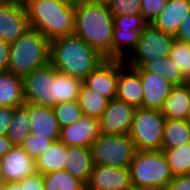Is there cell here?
Returning <instances> with one entry per match:
<instances>
[{"label":"cell","instance_id":"1","mask_svg":"<svg viewBox=\"0 0 190 190\" xmlns=\"http://www.w3.org/2000/svg\"><path fill=\"white\" fill-rule=\"evenodd\" d=\"M82 83L81 79L61 73L49 63L23 78L24 100L47 107L75 101Z\"/></svg>","mask_w":190,"mask_h":190},{"label":"cell","instance_id":"2","mask_svg":"<svg viewBox=\"0 0 190 190\" xmlns=\"http://www.w3.org/2000/svg\"><path fill=\"white\" fill-rule=\"evenodd\" d=\"M74 34L105 59H112L113 16L108 6L86 2L75 7Z\"/></svg>","mask_w":190,"mask_h":190},{"label":"cell","instance_id":"3","mask_svg":"<svg viewBox=\"0 0 190 190\" xmlns=\"http://www.w3.org/2000/svg\"><path fill=\"white\" fill-rule=\"evenodd\" d=\"M105 58L75 34L50 41V63L61 73L82 81Z\"/></svg>","mask_w":190,"mask_h":190},{"label":"cell","instance_id":"4","mask_svg":"<svg viewBox=\"0 0 190 190\" xmlns=\"http://www.w3.org/2000/svg\"><path fill=\"white\" fill-rule=\"evenodd\" d=\"M31 29L49 41L75 32V6L62 0H27L24 3Z\"/></svg>","mask_w":190,"mask_h":190},{"label":"cell","instance_id":"5","mask_svg":"<svg viewBox=\"0 0 190 190\" xmlns=\"http://www.w3.org/2000/svg\"><path fill=\"white\" fill-rule=\"evenodd\" d=\"M50 63V41L38 30L29 29L10 44L7 71L24 78Z\"/></svg>","mask_w":190,"mask_h":190},{"label":"cell","instance_id":"6","mask_svg":"<svg viewBox=\"0 0 190 190\" xmlns=\"http://www.w3.org/2000/svg\"><path fill=\"white\" fill-rule=\"evenodd\" d=\"M129 171L132 186L151 190H163L174 178L162 150H137Z\"/></svg>","mask_w":190,"mask_h":190},{"label":"cell","instance_id":"7","mask_svg":"<svg viewBox=\"0 0 190 190\" xmlns=\"http://www.w3.org/2000/svg\"><path fill=\"white\" fill-rule=\"evenodd\" d=\"M165 122L166 119L161 111L136 108L129 132L136 150H161Z\"/></svg>","mask_w":190,"mask_h":190},{"label":"cell","instance_id":"8","mask_svg":"<svg viewBox=\"0 0 190 190\" xmlns=\"http://www.w3.org/2000/svg\"><path fill=\"white\" fill-rule=\"evenodd\" d=\"M91 148L93 165L129 168L136 153L129 134H100Z\"/></svg>","mask_w":190,"mask_h":190},{"label":"cell","instance_id":"9","mask_svg":"<svg viewBox=\"0 0 190 190\" xmlns=\"http://www.w3.org/2000/svg\"><path fill=\"white\" fill-rule=\"evenodd\" d=\"M175 40L173 35L163 33L161 30L148 24L141 33L139 43L131 54L124 60L131 68H140L146 62L156 58L168 57Z\"/></svg>","mask_w":190,"mask_h":190},{"label":"cell","instance_id":"10","mask_svg":"<svg viewBox=\"0 0 190 190\" xmlns=\"http://www.w3.org/2000/svg\"><path fill=\"white\" fill-rule=\"evenodd\" d=\"M30 29L24 3L9 1L0 5V39L11 44Z\"/></svg>","mask_w":190,"mask_h":190},{"label":"cell","instance_id":"11","mask_svg":"<svg viewBox=\"0 0 190 190\" xmlns=\"http://www.w3.org/2000/svg\"><path fill=\"white\" fill-rule=\"evenodd\" d=\"M135 109L133 105L117 98L110 100L99 118L100 134H129Z\"/></svg>","mask_w":190,"mask_h":190},{"label":"cell","instance_id":"12","mask_svg":"<svg viewBox=\"0 0 190 190\" xmlns=\"http://www.w3.org/2000/svg\"><path fill=\"white\" fill-rule=\"evenodd\" d=\"M124 65V60L105 59L83 82L110 101L116 98L118 72Z\"/></svg>","mask_w":190,"mask_h":190},{"label":"cell","instance_id":"13","mask_svg":"<svg viewBox=\"0 0 190 190\" xmlns=\"http://www.w3.org/2000/svg\"><path fill=\"white\" fill-rule=\"evenodd\" d=\"M99 136V119L83 115L74 124L61 128L59 140L66 146L90 148Z\"/></svg>","mask_w":190,"mask_h":190},{"label":"cell","instance_id":"14","mask_svg":"<svg viewBox=\"0 0 190 190\" xmlns=\"http://www.w3.org/2000/svg\"><path fill=\"white\" fill-rule=\"evenodd\" d=\"M130 186L129 168L93 165L86 190H127Z\"/></svg>","mask_w":190,"mask_h":190},{"label":"cell","instance_id":"15","mask_svg":"<svg viewBox=\"0 0 190 190\" xmlns=\"http://www.w3.org/2000/svg\"><path fill=\"white\" fill-rule=\"evenodd\" d=\"M143 87L142 108L161 111L174 85L164 77L150 72H137Z\"/></svg>","mask_w":190,"mask_h":190},{"label":"cell","instance_id":"16","mask_svg":"<svg viewBox=\"0 0 190 190\" xmlns=\"http://www.w3.org/2000/svg\"><path fill=\"white\" fill-rule=\"evenodd\" d=\"M6 182H18L36 173V163L20 146H13L0 158Z\"/></svg>","mask_w":190,"mask_h":190},{"label":"cell","instance_id":"17","mask_svg":"<svg viewBox=\"0 0 190 190\" xmlns=\"http://www.w3.org/2000/svg\"><path fill=\"white\" fill-rule=\"evenodd\" d=\"M24 105L28 108V118L31 121L30 133L58 141L61 128L52 107L26 102Z\"/></svg>","mask_w":190,"mask_h":190},{"label":"cell","instance_id":"18","mask_svg":"<svg viewBox=\"0 0 190 190\" xmlns=\"http://www.w3.org/2000/svg\"><path fill=\"white\" fill-rule=\"evenodd\" d=\"M189 12L190 0H168L165 8L151 25L163 33L175 36Z\"/></svg>","mask_w":190,"mask_h":190},{"label":"cell","instance_id":"19","mask_svg":"<svg viewBox=\"0 0 190 190\" xmlns=\"http://www.w3.org/2000/svg\"><path fill=\"white\" fill-rule=\"evenodd\" d=\"M116 98L142 108L143 87L140 75L126 64L118 72Z\"/></svg>","mask_w":190,"mask_h":190},{"label":"cell","instance_id":"20","mask_svg":"<svg viewBox=\"0 0 190 190\" xmlns=\"http://www.w3.org/2000/svg\"><path fill=\"white\" fill-rule=\"evenodd\" d=\"M93 169L91 148L67 146L65 171L80 180L85 186Z\"/></svg>","mask_w":190,"mask_h":190},{"label":"cell","instance_id":"21","mask_svg":"<svg viewBox=\"0 0 190 190\" xmlns=\"http://www.w3.org/2000/svg\"><path fill=\"white\" fill-rule=\"evenodd\" d=\"M24 104L23 78L9 71L0 72V106L16 108Z\"/></svg>","mask_w":190,"mask_h":190},{"label":"cell","instance_id":"22","mask_svg":"<svg viewBox=\"0 0 190 190\" xmlns=\"http://www.w3.org/2000/svg\"><path fill=\"white\" fill-rule=\"evenodd\" d=\"M190 106V91L183 85H175L165 99L161 113L165 119L186 120Z\"/></svg>","mask_w":190,"mask_h":190},{"label":"cell","instance_id":"23","mask_svg":"<svg viewBox=\"0 0 190 190\" xmlns=\"http://www.w3.org/2000/svg\"><path fill=\"white\" fill-rule=\"evenodd\" d=\"M136 72H150L158 74L170 83L175 85H183L185 83V77L181 72V69L174 63V61L168 56L164 58H156L152 61L146 62L140 68H133Z\"/></svg>","mask_w":190,"mask_h":190},{"label":"cell","instance_id":"24","mask_svg":"<svg viewBox=\"0 0 190 190\" xmlns=\"http://www.w3.org/2000/svg\"><path fill=\"white\" fill-rule=\"evenodd\" d=\"M67 157V146L60 140L55 141L50 148L35 160L36 171L42 175L52 171L64 170Z\"/></svg>","mask_w":190,"mask_h":190},{"label":"cell","instance_id":"25","mask_svg":"<svg viewBox=\"0 0 190 190\" xmlns=\"http://www.w3.org/2000/svg\"><path fill=\"white\" fill-rule=\"evenodd\" d=\"M190 143V124L186 120L166 119L162 149L183 147Z\"/></svg>","mask_w":190,"mask_h":190},{"label":"cell","instance_id":"26","mask_svg":"<svg viewBox=\"0 0 190 190\" xmlns=\"http://www.w3.org/2000/svg\"><path fill=\"white\" fill-rule=\"evenodd\" d=\"M77 103L83 115L99 119L107 108L109 100L83 82L77 98Z\"/></svg>","mask_w":190,"mask_h":190},{"label":"cell","instance_id":"27","mask_svg":"<svg viewBox=\"0 0 190 190\" xmlns=\"http://www.w3.org/2000/svg\"><path fill=\"white\" fill-rule=\"evenodd\" d=\"M142 30L114 29L112 59L125 60L139 43Z\"/></svg>","mask_w":190,"mask_h":190},{"label":"cell","instance_id":"28","mask_svg":"<svg viewBox=\"0 0 190 190\" xmlns=\"http://www.w3.org/2000/svg\"><path fill=\"white\" fill-rule=\"evenodd\" d=\"M30 127L31 121L28 118V108L25 105L16 107L7 131V138L13 145L20 146L30 134Z\"/></svg>","mask_w":190,"mask_h":190},{"label":"cell","instance_id":"29","mask_svg":"<svg viewBox=\"0 0 190 190\" xmlns=\"http://www.w3.org/2000/svg\"><path fill=\"white\" fill-rule=\"evenodd\" d=\"M45 190H86V186L65 170L52 171L43 175Z\"/></svg>","mask_w":190,"mask_h":190},{"label":"cell","instance_id":"30","mask_svg":"<svg viewBox=\"0 0 190 190\" xmlns=\"http://www.w3.org/2000/svg\"><path fill=\"white\" fill-rule=\"evenodd\" d=\"M164 153L173 176L190 175V143L183 147L161 149Z\"/></svg>","mask_w":190,"mask_h":190},{"label":"cell","instance_id":"31","mask_svg":"<svg viewBox=\"0 0 190 190\" xmlns=\"http://www.w3.org/2000/svg\"><path fill=\"white\" fill-rule=\"evenodd\" d=\"M52 109L60 128L74 124L83 116L77 100L58 103Z\"/></svg>","mask_w":190,"mask_h":190},{"label":"cell","instance_id":"32","mask_svg":"<svg viewBox=\"0 0 190 190\" xmlns=\"http://www.w3.org/2000/svg\"><path fill=\"white\" fill-rule=\"evenodd\" d=\"M169 57L181 69L185 78L190 76V43L175 39Z\"/></svg>","mask_w":190,"mask_h":190},{"label":"cell","instance_id":"33","mask_svg":"<svg viewBox=\"0 0 190 190\" xmlns=\"http://www.w3.org/2000/svg\"><path fill=\"white\" fill-rule=\"evenodd\" d=\"M55 141L29 134L20 147L34 160H37Z\"/></svg>","mask_w":190,"mask_h":190},{"label":"cell","instance_id":"34","mask_svg":"<svg viewBox=\"0 0 190 190\" xmlns=\"http://www.w3.org/2000/svg\"><path fill=\"white\" fill-rule=\"evenodd\" d=\"M149 23L141 14L120 15L113 17L114 29L119 30H143Z\"/></svg>","mask_w":190,"mask_h":190},{"label":"cell","instance_id":"35","mask_svg":"<svg viewBox=\"0 0 190 190\" xmlns=\"http://www.w3.org/2000/svg\"><path fill=\"white\" fill-rule=\"evenodd\" d=\"M108 9L112 16L141 14V0H112Z\"/></svg>","mask_w":190,"mask_h":190},{"label":"cell","instance_id":"36","mask_svg":"<svg viewBox=\"0 0 190 190\" xmlns=\"http://www.w3.org/2000/svg\"><path fill=\"white\" fill-rule=\"evenodd\" d=\"M168 0H141V15L151 24L165 8Z\"/></svg>","mask_w":190,"mask_h":190},{"label":"cell","instance_id":"37","mask_svg":"<svg viewBox=\"0 0 190 190\" xmlns=\"http://www.w3.org/2000/svg\"><path fill=\"white\" fill-rule=\"evenodd\" d=\"M23 190H45L43 175L36 172L31 176H27L21 181H18Z\"/></svg>","mask_w":190,"mask_h":190},{"label":"cell","instance_id":"38","mask_svg":"<svg viewBox=\"0 0 190 190\" xmlns=\"http://www.w3.org/2000/svg\"><path fill=\"white\" fill-rule=\"evenodd\" d=\"M15 108L0 106V135L7 136Z\"/></svg>","mask_w":190,"mask_h":190},{"label":"cell","instance_id":"39","mask_svg":"<svg viewBox=\"0 0 190 190\" xmlns=\"http://www.w3.org/2000/svg\"><path fill=\"white\" fill-rule=\"evenodd\" d=\"M163 190H190V175L175 176Z\"/></svg>","mask_w":190,"mask_h":190},{"label":"cell","instance_id":"40","mask_svg":"<svg viewBox=\"0 0 190 190\" xmlns=\"http://www.w3.org/2000/svg\"><path fill=\"white\" fill-rule=\"evenodd\" d=\"M174 37L179 41L190 43V12L180 24L178 32Z\"/></svg>","mask_w":190,"mask_h":190},{"label":"cell","instance_id":"41","mask_svg":"<svg viewBox=\"0 0 190 190\" xmlns=\"http://www.w3.org/2000/svg\"><path fill=\"white\" fill-rule=\"evenodd\" d=\"M10 44L0 39V72L7 71Z\"/></svg>","mask_w":190,"mask_h":190},{"label":"cell","instance_id":"42","mask_svg":"<svg viewBox=\"0 0 190 190\" xmlns=\"http://www.w3.org/2000/svg\"><path fill=\"white\" fill-rule=\"evenodd\" d=\"M13 146L7 136L0 135V158L6 155Z\"/></svg>","mask_w":190,"mask_h":190},{"label":"cell","instance_id":"43","mask_svg":"<svg viewBox=\"0 0 190 190\" xmlns=\"http://www.w3.org/2000/svg\"><path fill=\"white\" fill-rule=\"evenodd\" d=\"M0 190H23L18 182H7Z\"/></svg>","mask_w":190,"mask_h":190},{"label":"cell","instance_id":"44","mask_svg":"<svg viewBox=\"0 0 190 190\" xmlns=\"http://www.w3.org/2000/svg\"><path fill=\"white\" fill-rule=\"evenodd\" d=\"M64 3L72 5V6H79L81 4H84L86 2H89L90 0H62Z\"/></svg>","mask_w":190,"mask_h":190},{"label":"cell","instance_id":"45","mask_svg":"<svg viewBox=\"0 0 190 190\" xmlns=\"http://www.w3.org/2000/svg\"><path fill=\"white\" fill-rule=\"evenodd\" d=\"M6 180H5V177H4V173L1 169V164H0V189L6 184Z\"/></svg>","mask_w":190,"mask_h":190},{"label":"cell","instance_id":"46","mask_svg":"<svg viewBox=\"0 0 190 190\" xmlns=\"http://www.w3.org/2000/svg\"><path fill=\"white\" fill-rule=\"evenodd\" d=\"M90 1H92V2H94V3H98V4H102V5L108 6L109 3H110L112 0H90Z\"/></svg>","mask_w":190,"mask_h":190},{"label":"cell","instance_id":"47","mask_svg":"<svg viewBox=\"0 0 190 190\" xmlns=\"http://www.w3.org/2000/svg\"><path fill=\"white\" fill-rule=\"evenodd\" d=\"M127 190H151V189L135 187L131 185Z\"/></svg>","mask_w":190,"mask_h":190},{"label":"cell","instance_id":"48","mask_svg":"<svg viewBox=\"0 0 190 190\" xmlns=\"http://www.w3.org/2000/svg\"><path fill=\"white\" fill-rule=\"evenodd\" d=\"M184 85L187 87V89L190 91V76L185 78V83Z\"/></svg>","mask_w":190,"mask_h":190},{"label":"cell","instance_id":"49","mask_svg":"<svg viewBox=\"0 0 190 190\" xmlns=\"http://www.w3.org/2000/svg\"><path fill=\"white\" fill-rule=\"evenodd\" d=\"M186 121L190 124V106H189V112H188V116L186 118Z\"/></svg>","mask_w":190,"mask_h":190},{"label":"cell","instance_id":"50","mask_svg":"<svg viewBox=\"0 0 190 190\" xmlns=\"http://www.w3.org/2000/svg\"><path fill=\"white\" fill-rule=\"evenodd\" d=\"M9 1H15V2H22V3H25L27 0H9Z\"/></svg>","mask_w":190,"mask_h":190},{"label":"cell","instance_id":"51","mask_svg":"<svg viewBox=\"0 0 190 190\" xmlns=\"http://www.w3.org/2000/svg\"><path fill=\"white\" fill-rule=\"evenodd\" d=\"M9 2V0H0V5Z\"/></svg>","mask_w":190,"mask_h":190}]
</instances>
